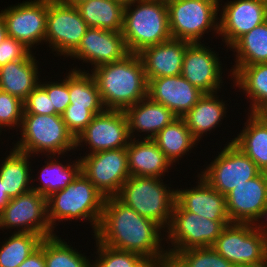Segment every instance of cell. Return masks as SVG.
Returning <instances> with one entry per match:
<instances>
[{"label": "cell", "mask_w": 267, "mask_h": 267, "mask_svg": "<svg viewBox=\"0 0 267 267\" xmlns=\"http://www.w3.org/2000/svg\"><path fill=\"white\" fill-rule=\"evenodd\" d=\"M161 229L155 221L141 216L117 197H106L94 236L101 244L137 253L158 267L169 262L167 251L160 246Z\"/></svg>", "instance_id": "obj_1"}, {"label": "cell", "mask_w": 267, "mask_h": 267, "mask_svg": "<svg viewBox=\"0 0 267 267\" xmlns=\"http://www.w3.org/2000/svg\"><path fill=\"white\" fill-rule=\"evenodd\" d=\"M92 75L105 109L124 111L148 95V80L138 54L97 66Z\"/></svg>", "instance_id": "obj_2"}, {"label": "cell", "mask_w": 267, "mask_h": 267, "mask_svg": "<svg viewBox=\"0 0 267 267\" xmlns=\"http://www.w3.org/2000/svg\"><path fill=\"white\" fill-rule=\"evenodd\" d=\"M135 2L138 5L133 10ZM122 35L129 52L134 54L170 40L166 0H133L125 4Z\"/></svg>", "instance_id": "obj_3"}, {"label": "cell", "mask_w": 267, "mask_h": 267, "mask_svg": "<svg viewBox=\"0 0 267 267\" xmlns=\"http://www.w3.org/2000/svg\"><path fill=\"white\" fill-rule=\"evenodd\" d=\"M105 196L81 172L66 188L47 197V218L54 229L56 220L89 219L96 233Z\"/></svg>", "instance_id": "obj_4"}, {"label": "cell", "mask_w": 267, "mask_h": 267, "mask_svg": "<svg viewBox=\"0 0 267 267\" xmlns=\"http://www.w3.org/2000/svg\"><path fill=\"white\" fill-rule=\"evenodd\" d=\"M159 177L130 176L116 196L135 212L162 228L171 222L176 191L166 189ZM168 222V223H167Z\"/></svg>", "instance_id": "obj_5"}, {"label": "cell", "mask_w": 267, "mask_h": 267, "mask_svg": "<svg viewBox=\"0 0 267 267\" xmlns=\"http://www.w3.org/2000/svg\"><path fill=\"white\" fill-rule=\"evenodd\" d=\"M264 227L230 223L211 247L236 267H266L267 227Z\"/></svg>", "instance_id": "obj_6"}, {"label": "cell", "mask_w": 267, "mask_h": 267, "mask_svg": "<svg viewBox=\"0 0 267 267\" xmlns=\"http://www.w3.org/2000/svg\"><path fill=\"white\" fill-rule=\"evenodd\" d=\"M20 141L14 149L29 155L48 152L53 156L76 147L74 136L68 131L60 114H23Z\"/></svg>", "instance_id": "obj_7"}, {"label": "cell", "mask_w": 267, "mask_h": 267, "mask_svg": "<svg viewBox=\"0 0 267 267\" xmlns=\"http://www.w3.org/2000/svg\"><path fill=\"white\" fill-rule=\"evenodd\" d=\"M219 0H166L169 30L174 39L199 43L207 29L218 34Z\"/></svg>", "instance_id": "obj_8"}, {"label": "cell", "mask_w": 267, "mask_h": 267, "mask_svg": "<svg viewBox=\"0 0 267 267\" xmlns=\"http://www.w3.org/2000/svg\"><path fill=\"white\" fill-rule=\"evenodd\" d=\"M231 221H214L183 210L174 203L168 239L174 248L167 251L169 259L178 251L211 247Z\"/></svg>", "instance_id": "obj_9"}, {"label": "cell", "mask_w": 267, "mask_h": 267, "mask_svg": "<svg viewBox=\"0 0 267 267\" xmlns=\"http://www.w3.org/2000/svg\"><path fill=\"white\" fill-rule=\"evenodd\" d=\"M262 171L233 142L221 153L200 176L220 194L226 196L234 188L258 176Z\"/></svg>", "instance_id": "obj_10"}, {"label": "cell", "mask_w": 267, "mask_h": 267, "mask_svg": "<svg viewBox=\"0 0 267 267\" xmlns=\"http://www.w3.org/2000/svg\"><path fill=\"white\" fill-rule=\"evenodd\" d=\"M80 161L81 172L105 197H116L130 177L126 148L95 152Z\"/></svg>", "instance_id": "obj_11"}, {"label": "cell", "mask_w": 267, "mask_h": 267, "mask_svg": "<svg viewBox=\"0 0 267 267\" xmlns=\"http://www.w3.org/2000/svg\"><path fill=\"white\" fill-rule=\"evenodd\" d=\"M16 226L22 228L18 232L42 238L54 235L47 218V198L33 190L11 198L0 213V227Z\"/></svg>", "instance_id": "obj_12"}, {"label": "cell", "mask_w": 267, "mask_h": 267, "mask_svg": "<svg viewBox=\"0 0 267 267\" xmlns=\"http://www.w3.org/2000/svg\"><path fill=\"white\" fill-rule=\"evenodd\" d=\"M88 28L75 6L61 0H50L45 41L55 51L69 56L78 47Z\"/></svg>", "instance_id": "obj_13"}, {"label": "cell", "mask_w": 267, "mask_h": 267, "mask_svg": "<svg viewBox=\"0 0 267 267\" xmlns=\"http://www.w3.org/2000/svg\"><path fill=\"white\" fill-rule=\"evenodd\" d=\"M127 117L123 110L105 109L95 115L88 126L77 136L76 148L85 141L92 151L89 154L126 148L130 139ZM128 139V140H127Z\"/></svg>", "instance_id": "obj_14"}, {"label": "cell", "mask_w": 267, "mask_h": 267, "mask_svg": "<svg viewBox=\"0 0 267 267\" xmlns=\"http://www.w3.org/2000/svg\"><path fill=\"white\" fill-rule=\"evenodd\" d=\"M34 0L1 11L8 37L22 42L27 48L45 40L48 3Z\"/></svg>", "instance_id": "obj_15"}, {"label": "cell", "mask_w": 267, "mask_h": 267, "mask_svg": "<svg viewBox=\"0 0 267 267\" xmlns=\"http://www.w3.org/2000/svg\"><path fill=\"white\" fill-rule=\"evenodd\" d=\"M226 208L231 223L255 224L267 215V172H261L228 193Z\"/></svg>", "instance_id": "obj_16"}, {"label": "cell", "mask_w": 267, "mask_h": 267, "mask_svg": "<svg viewBox=\"0 0 267 267\" xmlns=\"http://www.w3.org/2000/svg\"><path fill=\"white\" fill-rule=\"evenodd\" d=\"M130 54L122 32L89 27L78 47L69 55L97 66L123 60Z\"/></svg>", "instance_id": "obj_17"}, {"label": "cell", "mask_w": 267, "mask_h": 267, "mask_svg": "<svg viewBox=\"0 0 267 267\" xmlns=\"http://www.w3.org/2000/svg\"><path fill=\"white\" fill-rule=\"evenodd\" d=\"M218 33L230 47L244 34L267 20V3L262 0H235L223 7Z\"/></svg>", "instance_id": "obj_18"}, {"label": "cell", "mask_w": 267, "mask_h": 267, "mask_svg": "<svg viewBox=\"0 0 267 267\" xmlns=\"http://www.w3.org/2000/svg\"><path fill=\"white\" fill-rule=\"evenodd\" d=\"M200 43L186 48L181 75L204 94H215L222 83L221 64L216 53Z\"/></svg>", "instance_id": "obj_19"}, {"label": "cell", "mask_w": 267, "mask_h": 267, "mask_svg": "<svg viewBox=\"0 0 267 267\" xmlns=\"http://www.w3.org/2000/svg\"><path fill=\"white\" fill-rule=\"evenodd\" d=\"M181 74L148 80V97L171 110L177 117L184 116L203 96Z\"/></svg>", "instance_id": "obj_20"}, {"label": "cell", "mask_w": 267, "mask_h": 267, "mask_svg": "<svg viewBox=\"0 0 267 267\" xmlns=\"http://www.w3.org/2000/svg\"><path fill=\"white\" fill-rule=\"evenodd\" d=\"M190 44L185 40L171 38L141 50L138 56L147 80L180 75L184 53Z\"/></svg>", "instance_id": "obj_21"}, {"label": "cell", "mask_w": 267, "mask_h": 267, "mask_svg": "<svg viewBox=\"0 0 267 267\" xmlns=\"http://www.w3.org/2000/svg\"><path fill=\"white\" fill-rule=\"evenodd\" d=\"M183 210L214 221H231L226 208V196L212 188L204 178L194 189L176 190V201Z\"/></svg>", "instance_id": "obj_22"}, {"label": "cell", "mask_w": 267, "mask_h": 267, "mask_svg": "<svg viewBox=\"0 0 267 267\" xmlns=\"http://www.w3.org/2000/svg\"><path fill=\"white\" fill-rule=\"evenodd\" d=\"M136 141L131 140L126 147L130 176L161 178L172 165L171 162L153 139Z\"/></svg>", "instance_id": "obj_23"}, {"label": "cell", "mask_w": 267, "mask_h": 267, "mask_svg": "<svg viewBox=\"0 0 267 267\" xmlns=\"http://www.w3.org/2000/svg\"><path fill=\"white\" fill-rule=\"evenodd\" d=\"M130 137L135 130L150 132L145 139H153L177 116L164 105L152 101L148 96L124 110Z\"/></svg>", "instance_id": "obj_24"}, {"label": "cell", "mask_w": 267, "mask_h": 267, "mask_svg": "<svg viewBox=\"0 0 267 267\" xmlns=\"http://www.w3.org/2000/svg\"><path fill=\"white\" fill-rule=\"evenodd\" d=\"M32 52L0 67V90L24 101L38 85V66Z\"/></svg>", "instance_id": "obj_25"}, {"label": "cell", "mask_w": 267, "mask_h": 267, "mask_svg": "<svg viewBox=\"0 0 267 267\" xmlns=\"http://www.w3.org/2000/svg\"><path fill=\"white\" fill-rule=\"evenodd\" d=\"M75 7L88 27L122 32L124 3L118 0H86Z\"/></svg>", "instance_id": "obj_26"}, {"label": "cell", "mask_w": 267, "mask_h": 267, "mask_svg": "<svg viewBox=\"0 0 267 267\" xmlns=\"http://www.w3.org/2000/svg\"><path fill=\"white\" fill-rule=\"evenodd\" d=\"M248 124L234 140L262 172H267V122L258 113H250Z\"/></svg>", "instance_id": "obj_27"}, {"label": "cell", "mask_w": 267, "mask_h": 267, "mask_svg": "<svg viewBox=\"0 0 267 267\" xmlns=\"http://www.w3.org/2000/svg\"><path fill=\"white\" fill-rule=\"evenodd\" d=\"M225 104L214 94H203L198 102L182 118L193 137L198 141L203 133L218 125L225 115Z\"/></svg>", "instance_id": "obj_28"}, {"label": "cell", "mask_w": 267, "mask_h": 267, "mask_svg": "<svg viewBox=\"0 0 267 267\" xmlns=\"http://www.w3.org/2000/svg\"><path fill=\"white\" fill-rule=\"evenodd\" d=\"M6 157L0 168V178L5 188V193L11 199L32 190L30 185V171L27 153L16 149ZM30 170V171H29Z\"/></svg>", "instance_id": "obj_29"}, {"label": "cell", "mask_w": 267, "mask_h": 267, "mask_svg": "<svg viewBox=\"0 0 267 267\" xmlns=\"http://www.w3.org/2000/svg\"><path fill=\"white\" fill-rule=\"evenodd\" d=\"M153 140L172 164L195 147L193 145L197 141L182 117H177L165 126Z\"/></svg>", "instance_id": "obj_30"}, {"label": "cell", "mask_w": 267, "mask_h": 267, "mask_svg": "<svg viewBox=\"0 0 267 267\" xmlns=\"http://www.w3.org/2000/svg\"><path fill=\"white\" fill-rule=\"evenodd\" d=\"M231 48L237 52L232 75L241 66L267 63V20L240 37Z\"/></svg>", "instance_id": "obj_31"}, {"label": "cell", "mask_w": 267, "mask_h": 267, "mask_svg": "<svg viewBox=\"0 0 267 267\" xmlns=\"http://www.w3.org/2000/svg\"><path fill=\"white\" fill-rule=\"evenodd\" d=\"M233 75L252 100L251 113H259L267 106V63L241 66Z\"/></svg>", "instance_id": "obj_32"}, {"label": "cell", "mask_w": 267, "mask_h": 267, "mask_svg": "<svg viewBox=\"0 0 267 267\" xmlns=\"http://www.w3.org/2000/svg\"><path fill=\"white\" fill-rule=\"evenodd\" d=\"M69 74L70 104L73 107L87 108L95 115L105 109L93 75L73 69Z\"/></svg>", "instance_id": "obj_33"}, {"label": "cell", "mask_w": 267, "mask_h": 267, "mask_svg": "<svg viewBox=\"0 0 267 267\" xmlns=\"http://www.w3.org/2000/svg\"><path fill=\"white\" fill-rule=\"evenodd\" d=\"M41 172V186L32 187L33 191L49 197L56 191L66 188L81 173L80 159L72 165H62L55 160L47 162Z\"/></svg>", "instance_id": "obj_34"}, {"label": "cell", "mask_w": 267, "mask_h": 267, "mask_svg": "<svg viewBox=\"0 0 267 267\" xmlns=\"http://www.w3.org/2000/svg\"><path fill=\"white\" fill-rule=\"evenodd\" d=\"M42 239L34 233L12 234L0 248V267L20 266L39 247Z\"/></svg>", "instance_id": "obj_35"}, {"label": "cell", "mask_w": 267, "mask_h": 267, "mask_svg": "<svg viewBox=\"0 0 267 267\" xmlns=\"http://www.w3.org/2000/svg\"><path fill=\"white\" fill-rule=\"evenodd\" d=\"M46 267H92L88 259L55 234L44 238Z\"/></svg>", "instance_id": "obj_36"}, {"label": "cell", "mask_w": 267, "mask_h": 267, "mask_svg": "<svg viewBox=\"0 0 267 267\" xmlns=\"http://www.w3.org/2000/svg\"><path fill=\"white\" fill-rule=\"evenodd\" d=\"M168 263L172 267H236L212 247L178 251L169 259Z\"/></svg>", "instance_id": "obj_37"}, {"label": "cell", "mask_w": 267, "mask_h": 267, "mask_svg": "<svg viewBox=\"0 0 267 267\" xmlns=\"http://www.w3.org/2000/svg\"><path fill=\"white\" fill-rule=\"evenodd\" d=\"M96 241L99 258L95 260L92 267H154L137 253L113 249L101 244L97 239Z\"/></svg>", "instance_id": "obj_38"}, {"label": "cell", "mask_w": 267, "mask_h": 267, "mask_svg": "<svg viewBox=\"0 0 267 267\" xmlns=\"http://www.w3.org/2000/svg\"><path fill=\"white\" fill-rule=\"evenodd\" d=\"M24 113L23 101L7 92L0 90V126L13 127L21 125Z\"/></svg>", "instance_id": "obj_39"}, {"label": "cell", "mask_w": 267, "mask_h": 267, "mask_svg": "<svg viewBox=\"0 0 267 267\" xmlns=\"http://www.w3.org/2000/svg\"><path fill=\"white\" fill-rule=\"evenodd\" d=\"M68 131L76 139L77 136L88 126L95 114L87 108L73 107L68 105L61 114Z\"/></svg>", "instance_id": "obj_40"}, {"label": "cell", "mask_w": 267, "mask_h": 267, "mask_svg": "<svg viewBox=\"0 0 267 267\" xmlns=\"http://www.w3.org/2000/svg\"><path fill=\"white\" fill-rule=\"evenodd\" d=\"M23 104V114H58L52 107L51 97L48 96L46 90L40 84L27 96Z\"/></svg>", "instance_id": "obj_41"}, {"label": "cell", "mask_w": 267, "mask_h": 267, "mask_svg": "<svg viewBox=\"0 0 267 267\" xmlns=\"http://www.w3.org/2000/svg\"><path fill=\"white\" fill-rule=\"evenodd\" d=\"M40 85L46 90L48 96L51 97L52 107L61 115L70 104L69 75L63 79L62 83L50 82V84L40 83Z\"/></svg>", "instance_id": "obj_42"}, {"label": "cell", "mask_w": 267, "mask_h": 267, "mask_svg": "<svg viewBox=\"0 0 267 267\" xmlns=\"http://www.w3.org/2000/svg\"><path fill=\"white\" fill-rule=\"evenodd\" d=\"M31 49L27 48L22 42L8 37L0 44V67L9 62L26 58Z\"/></svg>", "instance_id": "obj_43"}, {"label": "cell", "mask_w": 267, "mask_h": 267, "mask_svg": "<svg viewBox=\"0 0 267 267\" xmlns=\"http://www.w3.org/2000/svg\"><path fill=\"white\" fill-rule=\"evenodd\" d=\"M18 267H46L44 257V238L39 247Z\"/></svg>", "instance_id": "obj_44"}, {"label": "cell", "mask_w": 267, "mask_h": 267, "mask_svg": "<svg viewBox=\"0 0 267 267\" xmlns=\"http://www.w3.org/2000/svg\"><path fill=\"white\" fill-rule=\"evenodd\" d=\"M10 198L5 193V188L2 185V181L0 178V213L2 212L3 208L7 205Z\"/></svg>", "instance_id": "obj_45"}, {"label": "cell", "mask_w": 267, "mask_h": 267, "mask_svg": "<svg viewBox=\"0 0 267 267\" xmlns=\"http://www.w3.org/2000/svg\"><path fill=\"white\" fill-rule=\"evenodd\" d=\"M8 38V32L6 30V25L2 13H0V44Z\"/></svg>", "instance_id": "obj_46"}, {"label": "cell", "mask_w": 267, "mask_h": 267, "mask_svg": "<svg viewBox=\"0 0 267 267\" xmlns=\"http://www.w3.org/2000/svg\"><path fill=\"white\" fill-rule=\"evenodd\" d=\"M61 1L66 3V4L76 6L77 4L84 2L86 0H61Z\"/></svg>", "instance_id": "obj_47"}, {"label": "cell", "mask_w": 267, "mask_h": 267, "mask_svg": "<svg viewBox=\"0 0 267 267\" xmlns=\"http://www.w3.org/2000/svg\"><path fill=\"white\" fill-rule=\"evenodd\" d=\"M258 114L267 122V106L264 107Z\"/></svg>", "instance_id": "obj_48"}, {"label": "cell", "mask_w": 267, "mask_h": 267, "mask_svg": "<svg viewBox=\"0 0 267 267\" xmlns=\"http://www.w3.org/2000/svg\"><path fill=\"white\" fill-rule=\"evenodd\" d=\"M118 1H120V2H122V3H124V4H127V3L132 2L133 0H118Z\"/></svg>", "instance_id": "obj_49"}, {"label": "cell", "mask_w": 267, "mask_h": 267, "mask_svg": "<svg viewBox=\"0 0 267 267\" xmlns=\"http://www.w3.org/2000/svg\"><path fill=\"white\" fill-rule=\"evenodd\" d=\"M158 267H172V266L169 263H166V264H162V265H160Z\"/></svg>", "instance_id": "obj_50"}]
</instances>
